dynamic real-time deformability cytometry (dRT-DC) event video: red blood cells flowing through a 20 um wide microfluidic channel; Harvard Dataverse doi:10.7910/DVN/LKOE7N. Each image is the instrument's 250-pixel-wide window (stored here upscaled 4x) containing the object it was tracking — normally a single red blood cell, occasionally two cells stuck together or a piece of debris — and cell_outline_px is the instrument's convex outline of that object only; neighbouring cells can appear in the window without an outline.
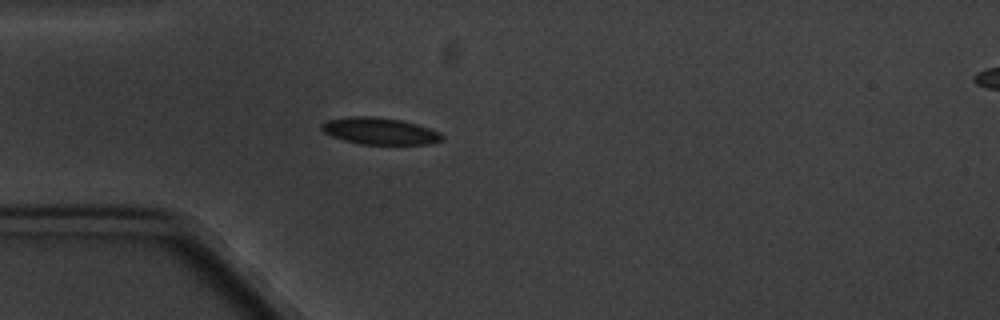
{"species": "common noctule bat (a hibernating species)", "species_latin": "Nyctalus noctula", "temperature_condition": "cold", "stored_images_in_passage": 5, "camera_frame_rate_fps": 3000, "um_per_image_px": 0.085, "animal": {"sex": "male", "body_mass_g": 20.1, "forearm_length_mm": 53.5}, "frame": {"image": 1, "passage_image": 4, "time_ms": 3.667, "image_size_px": [1000, 320], "cell_outline_px": [[444, 140], [428, 144], [360, 144], [344, 140], [332, 136], [324, 132], [320, 128], [320, 124], [328, 120], [352, 116], [372, 116], [400, 120], [416, 124], [440, 132], [444, 136]], "centroid_in_image_um": [32.28, 11.14], "position_along_channel_um": 52.7, "area_um2": 18.73}}